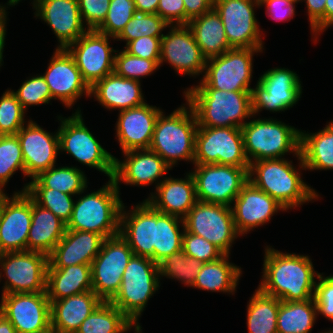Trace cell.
<instances>
[{
  "instance_id": "d6a6232c",
  "label": "cell",
  "mask_w": 333,
  "mask_h": 333,
  "mask_svg": "<svg viewBox=\"0 0 333 333\" xmlns=\"http://www.w3.org/2000/svg\"><path fill=\"white\" fill-rule=\"evenodd\" d=\"M66 224L53 212L32 199V219L28 232L27 251L49 255L66 232Z\"/></svg>"
},
{
  "instance_id": "ba28073f",
  "label": "cell",
  "mask_w": 333,
  "mask_h": 333,
  "mask_svg": "<svg viewBox=\"0 0 333 333\" xmlns=\"http://www.w3.org/2000/svg\"><path fill=\"white\" fill-rule=\"evenodd\" d=\"M68 118L58 115V135L60 152L72 156L79 163L96 169L108 176H114L115 156L108 152L86 127L78 106Z\"/></svg>"
},
{
  "instance_id": "681fc988",
  "label": "cell",
  "mask_w": 333,
  "mask_h": 333,
  "mask_svg": "<svg viewBox=\"0 0 333 333\" xmlns=\"http://www.w3.org/2000/svg\"><path fill=\"white\" fill-rule=\"evenodd\" d=\"M10 90L26 111L30 106L49 104L54 100L44 77L39 74L26 78L18 90Z\"/></svg>"
},
{
  "instance_id": "7a4b0ae2",
  "label": "cell",
  "mask_w": 333,
  "mask_h": 333,
  "mask_svg": "<svg viewBox=\"0 0 333 333\" xmlns=\"http://www.w3.org/2000/svg\"><path fill=\"white\" fill-rule=\"evenodd\" d=\"M296 158L300 170L288 158L265 159L249 164L248 181L275 199L287 211L314 202L320 197L316 190L302 179L300 171H306V168L302 157Z\"/></svg>"
},
{
  "instance_id": "a7ac6f4b",
  "label": "cell",
  "mask_w": 333,
  "mask_h": 333,
  "mask_svg": "<svg viewBox=\"0 0 333 333\" xmlns=\"http://www.w3.org/2000/svg\"><path fill=\"white\" fill-rule=\"evenodd\" d=\"M141 328H142L141 325H135L133 327L134 333H143Z\"/></svg>"
},
{
  "instance_id": "11a10c76",
  "label": "cell",
  "mask_w": 333,
  "mask_h": 333,
  "mask_svg": "<svg viewBox=\"0 0 333 333\" xmlns=\"http://www.w3.org/2000/svg\"><path fill=\"white\" fill-rule=\"evenodd\" d=\"M305 2L308 21L314 43H317L321 33L325 31V4L326 0H301Z\"/></svg>"
},
{
  "instance_id": "d6986e66",
  "label": "cell",
  "mask_w": 333,
  "mask_h": 333,
  "mask_svg": "<svg viewBox=\"0 0 333 333\" xmlns=\"http://www.w3.org/2000/svg\"><path fill=\"white\" fill-rule=\"evenodd\" d=\"M168 33L161 38L159 66L165 62L179 75L203 77L206 58L196 43L194 34L188 25H169Z\"/></svg>"
},
{
  "instance_id": "cb8c5ba5",
  "label": "cell",
  "mask_w": 333,
  "mask_h": 333,
  "mask_svg": "<svg viewBox=\"0 0 333 333\" xmlns=\"http://www.w3.org/2000/svg\"><path fill=\"white\" fill-rule=\"evenodd\" d=\"M122 205L119 234L128 243L134 255L154 261L156 245V209L147 201L139 202L127 210Z\"/></svg>"
},
{
  "instance_id": "6125c7cd",
  "label": "cell",
  "mask_w": 333,
  "mask_h": 333,
  "mask_svg": "<svg viewBox=\"0 0 333 333\" xmlns=\"http://www.w3.org/2000/svg\"><path fill=\"white\" fill-rule=\"evenodd\" d=\"M333 26V0H326L325 4V30Z\"/></svg>"
},
{
  "instance_id": "836d02e7",
  "label": "cell",
  "mask_w": 333,
  "mask_h": 333,
  "mask_svg": "<svg viewBox=\"0 0 333 333\" xmlns=\"http://www.w3.org/2000/svg\"><path fill=\"white\" fill-rule=\"evenodd\" d=\"M230 255L203 263L193 288L234 295L242 275L241 267L230 262Z\"/></svg>"
},
{
  "instance_id": "52a82bcc",
  "label": "cell",
  "mask_w": 333,
  "mask_h": 333,
  "mask_svg": "<svg viewBox=\"0 0 333 333\" xmlns=\"http://www.w3.org/2000/svg\"><path fill=\"white\" fill-rule=\"evenodd\" d=\"M160 286L158 264L133 255L124 270L120 289L110 302L135 325H140L139 318Z\"/></svg>"
},
{
  "instance_id": "b9f144b4",
  "label": "cell",
  "mask_w": 333,
  "mask_h": 333,
  "mask_svg": "<svg viewBox=\"0 0 333 333\" xmlns=\"http://www.w3.org/2000/svg\"><path fill=\"white\" fill-rule=\"evenodd\" d=\"M202 262L195 258L188 257L183 249L166 256L158 263L159 277L175 279L184 286L193 287L195 279L200 272Z\"/></svg>"
},
{
  "instance_id": "4316f807",
  "label": "cell",
  "mask_w": 333,
  "mask_h": 333,
  "mask_svg": "<svg viewBox=\"0 0 333 333\" xmlns=\"http://www.w3.org/2000/svg\"><path fill=\"white\" fill-rule=\"evenodd\" d=\"M161 112V108L148 103L118 112L115 137L121 147V153L149 149L155 124Z\"/></svg>"
},
{
  "instance_id": "30bf717a",
  "label": "cell",
  "mask_w": 333,
  "mask_h": 333,
  "mask_svg": "<svg viewBox=\"0 0 333 333\" xmlns=\"http://www.w3.org/2000/svg\"><path fill=\"white\" fill-rule=\"evenodd\" d=\"M48 264V255L37 251L0 254L1 295L46 292Z\"/></svg>"
},
{
  "instance_id": "7dc6e473",
  "label": "cell",
  "mask_w": 333,
  "mask_h": 333,
  "mask_svg": "<svg viewBox=\"0 0 333 333\" xmlns=\"http://www.w3.org/2000/svg\"><path fill=\"white\" fill-rule=\"evenodd\" d=\"M26 110L10 89L0 97V135H14L28 122Z\"/></svg>"
},
{
  "instance_id": "e0dca14e",
  "label": "cell",
  "mask_w": 333,
  "mask_h": 333,
  "mask_svg": "<svg viewBox=\"0 0 333 333\" xmlns=\"http://www.w3.org/2000/svg\"><path fill=\"white\" fill-rule=\"evenodd\" d=\"M114 37L88 30L66 50L74 58L83 80L91 88L97 81L114 72L117 49L110 46Z\"/></svg>"
},
{
  "instance_id": "db71d44e",
  "label": "cell",
  "mask_w": 333,
  "mask_h": 333,
  "mask_svg": "<svg viewBox=\"0 0 333 333\" xmlns=\"http://www.w3.org/2000/svg\"><path fill=\"white\" fill-rule=\"evenodd\" d=\"M161 38L142 36L130 41L124 49L131 55L148 59L160 60L161 55Z\"/></svg>"
},
{
  "instance_id": "bcb514c9",
  "label": "cell",
  "mask_w": 333,
  "mask_h": 333,
  "mask_svg": "<svg viewBox=\"0 0 333 333\" xmlns=\"http://www.w3.org/2000/svg\"><path fill=\"white\" fill-rule=\"evenodd\" d=\"M160 60H148L128 53L125 49L116 50L114 72L124 78L140 81L160 69Z\"/></svg>"
},
{
  "instance_id": "ab89813d",
  "label": "cell",
  "mask_w": 333,
  "mask_h": 333,
  "mask_svg": "<svg viewBox=\"0 0 333 333\" xmlns=\"http://www.w3.org/2000/svg\"><path fill=\"white\" fill-rule=\"evenodd\" d=\"M134 326L110 301H102L75 333H126Z\"/></svg>"
},
{
  "instance_id": "680465c9",
  "label": "cell",
  "mask_w": 333,
  "mask_h": 333,
  "mask_svg": "<svg viewBox=\"0 0 333 333\" xmlns=\"http://www.w3.org/2000/svg\"><path fill=\"white\" fill-rule=\"evenodd\" d=\"M185 7V25L189 21L213 9L214 0H183Z\"/></svg>"
},
{
  "instance_id": "be15d7a7",
  "label": "cell",
  "mask_w": 333,
  "mask_h": 333,
  "mask_svg": "<svg viewBox=\"0 0 333 333\" xmlns=\"http://www.w3.org/2000/svg\"><path fill=\"white\" fill-rule=\"evenodd\" d=\"M0 333H17L11 322L0 312Z\"/></svg>"
},
{
  "instance_id": "9c48e42d",
  "label": "cell",
  "mask_w": 333,
  "mask_h": 333,
  "mask_svg": "<svg viewBox=\"0 0 333 333\" xmlns=\"http://www.w3.org/2000/svg\"><path fill=\"white\" fill-rule=\"evenodd\" d=\"M264 48H232L220 56L206 60L199 85L223 91H252L253 57Z\"/></svg>"
},
{
  "instance_id": "816d5d0a",
  "label": "cell",
  "mask_w": 333,
  "mask_h": 333,
  "mask_svg": "<svg viewBox=\"0 0 333 333\" xmlns=\"http://www.w3.org/2000/svg\"><path fill=\"white\" fill-rule=\"evenodd\" d=\"M323 273L317 277L314 299L317 305V314L333 321V275L327 277Z\"/></svg>"
},
{
  "instance_id": "ffe728a7",
  "label": "cell",
  "mask_w": 333,
  "mask_h": 333,
  "mask_svg": "<svg viewBox=\"0 0 333 333\" xmlns=\"http://www.w3.org/2000/svg\"><path fill=\"white\" fill-rule=\"evenodd\" d=\"M48 84L54 100H59L71 109L83 95L90 97V87L83 80L74 58L66 49H56L45 73L42 75Z\"/></svg>"
},
{
  "instance_id": "f6af8a7d",
  "label": "cell",
  "mask_w": 333,
  "mask_h": 333,
  "mask_svg": "<svg viewBox=\"0 0 333 333\" xmlns=\"http://www.w3.org/2000/svg\"><path fill=\"white\" fill-rule=\"evenodd\" d=\"M26 193L36 204L53 212L65 224L70 220L75 202L74 195L51 188H27Z\"/></svg>"
},
{
  "instance_id": "f5cc1de1",
  "label": "cell",
  "mask_w": 333,
  "mask_h": 333,
  "mask_svg": "<svg viewBox=\"0 0 333 333\" xmlns=\"http://www.w3.org/2000/svg\"><path fill=\"white\" fill-rule=\"evenodd\" d=\"M111 0H78L80 14L88 30H96L105 20Z\"/></svg>"
},
{
  "instance_id": "f546056e",
  "label": "cell",
  "mask_w": 333,
  "mask_h": 333,
  "mask_svg": "<svg viewBox=\"0 0 333 333\" xmlns=\"http://www.w3.org/2000/svg\"><path fill=\"white\" fill-rule=\"evenodd\" d=\"M90 97L108 111H122L147 102L140 81L121 77L115 72L97 81L90 88Z\"/></svg>"
},
{
  "instance_id": "9f6ffc18",
  "label": "cell",
  "mask_w": 333,
  "mask_h": 333,
  "mask_svg": "<svg viewBox=\"0 0 333 333\" xmlns=\"http://www.w3.org/2000/svg\"><path fill=\"white\" fill-rule=\"evenodd\" d=\"M157 14L169 25H185L183 0H159Z\"/></svg>"
},
{
  "instance_id": "603a6c76",
  "label": "cell",
  "mask_w": 333,
  "mask_h": 333,
  "mask_svg": "<svg viewBox=\"0 0 333 333\" xmlns=\"http://www.w3.org/2000/svg\"><path fill=\"white\" fill-rule=\"evenodd\" d=\"M32 219V198L13 193L4 198L0 212V254L27 251Z\"/></svg>"
},
{
  "instance_id": "8992f818",
  "label": "cell",
  "mask_w": 333,
  "mask_h": 333,
  "mask_svg": "<svg viewBox=\"0 0 333 333\" xmlns=\"http://www.w3.org/2000/svg\"><path fill=\"white\" fill-rule=\"evenodd\" d=\"M243 127L244 152L249 163L300 154V130L275 118L252 116ZM257 118V119H254Z\"/></svg>"
},
{
  "instance_id": "2e32d148",
  "label": "cell",
  "mask_w": 333,
  "mask_h": 333,
  "mask_svg": "<svg viewBox=\"0 0 333 333\" xmlns=\"http://www.w3.org/2000/svg\"><path fill=\"white\" fill-rule=\"evenodd\" d=\"M256 7L260 8L258 0H214L231 48H264Z\"/></svg>"
},
{
  "instance_id": "60d3db41",
  "label": "cell",
  "mask_w": 333,
  "mask_h": 333,
  "mask_svg": "<svg viewBox=\"0 0 333 333\" xmlns=\"http://www.w3.org/2000/svg\"><path fill=\"white\" fill-rule=\"evenodd\" d=\"M180 227L182 230L180 231ZM185 231L182 218L163 214L156 210V245L154 246V262L159 263L182 249V237Z\"/></svg>"
},
{
  "instance_id": "f1b7e54d",
  "label": "cell",
  "mask_w": 333,
  "mask_h": 333,
  "mask_svg": "<svg viewBox=\"0 0 333 333\" xmlns=\"http://www.w3.org/2000/svg\"><path fill=\"white\" fill-rule=\"evenodd\" d=\"M105 238L93 232L66 230L63 238L48 255V267L91 265Z\"/></svg>"
},
{
  "instance_id": "74e56055",
  "label": "cell",
  "mask_w": 333,
  "mask_h": 333,
  "mask_svg": "<svg viewBox=\"0 0 333 333\" xmlns=\"http://www.w3.org/2000/svg\"><path fill=\"white\" fill-rule=\"evenodd\" d=\"M315 299L281 301L277 317V333H311L317 320Z\"/></svg>"
},
{
  "instance_id": "e575fe53",
  "label": "cell",
  "mask_w": 333,
  "mask_h": 333,
  "mask_svg": "<svg viewBox=\"0 0 333 333\" xmlns=\"http://www.w3.org/2000/svg\"><path fill=\"white\" fill-rule=\"evenodd\" d=\"M300 154L306 170H333V120L318 132L300 130Z\"/></svg>"
},
{
  "instance_id": "ac0fdd59",
  "label": "cell",
  "mask_w": 333,
  "mask_h": 333,
  "mask_svg": "<svg viewBox=\"0 0 333 333\" xmlns=\"http://www.w3.org/2000/svg\"><path fill=\"white\" fill-rule=\"evenodd\" d=\"M0 312L17 333H41L51 327L50 301L46 292L1 295Z\"/></svg>"
},
{
  "instance_id": "2644e50d",
  "label": "cell",
  "mask_w": 333,
  "mask_h": 333,
  "mask_svg": "<svg viewBox=\"0 0 333 333\" xmlns=\"http://www.w3.org/2000/svg\"><path fill=\"white\" fill-rule=\"evenodd\" d=\"M320 333H333V328H332V330H327V331H324V332H320Z\"/></svg>"
},
{
  "instance_id": "7402d4cb",
  "label": "cell",
  "mask_w": 333,
  "mask_h": 333,
  "mask_svg": "<svg viewBox=\"0 0 333 333\" xmlns=\"http://www.w3.org/2000/svg\"><path fill=\"white\" fill-rule=\"evenodd\" d=\"M31 119L16 135L23 154L25 175L32 180L57 164L60 148L58 130L48 132Z\"/></svg>"
},
{
  "instance_id": "7bdbcfd3",
  "label": "cell",
  "mask_w": 333,
  "mask_h": 333,
  "mask_svg": "<svg viewBox=\"0 0 333 333\" xmlns=\"http://www.w3.org/2000/svg\"><path fill=\"white\" fill-rule=\"evenodd\" d=\"M17 171H21L26 177L18 137L16 134L0 135V190L5 191V186Z\"/></svg>"
},
{
  "instance_id": "f35d334b",
  "label": "cell",
  "mask_w": 333,
  "mask_h": 333,
  "mask_svg": "<svg viewBox=\"0 0 333 333\" xmlns=\"http://www.w3.org/2000/svg\"><path fill=\"white\" fill-rule=\"evenodd\" d=\"M247 304L248 333H277L279 299L257 287Z\"/></svg>"
},
{
  "instance_id": "5b68a950",
  "label": "cell",
  "mask_w": 333,
  "mask_h": 333,
  "mask_svg": "<svg viewBox=\"0 0 333 333\" xmlns=\"http://www.w3.org/2000/svg\"><path fill=\"white\" fill-rule=\"evenodd\" d=\"M119 190L111 178L97 191L77 197L67 230L93 232L104 238L118 235L123 205Z\"/></svg>"
},
{
  "instance_id": "7c38bea8",
  "label": "cell",
  "mask_w": 333,
  "mask_h": 333,
  "mask_svg": "<svg viewBox=\"0 0 333 333\" xmlns=\"http://www.w3.org/2000/svg\"><path fill=\"white\" fill-rule=\"evenodd\" d=\"M302 82L295 71L275 67L267 70L257 80L251 92L252 113L261 111L285 112L296 105L302 96Z\"/></svg>"
},
{
  "instance_id": "8d00e7d4",
  "label": "cell",
  "mask_w": 333,
  "mask_h": 333,
  "mask_svg": "<svg viewBox=\"0 0 333 333\" xmlns=\"http://www.w3.org/2000/svg\"><path fill=\"white\" fill-rule=\"evenodd\" d=\"M87 181L85 172L77 166L58 167V165H55L47 171L41 172L30 182H26L22 186V190L14 191V193L26 192L27 188H51L77 197V195L85 194L88 187Z\"/></svg>"
},
{
  "instance_id": "3957f363",
  "label": "cell",
  "mask_w": 333,
  "mask_h": 333,
  "mask_svg": "<svg viewBox=\"0 0 333 333\" xmlns=\"http://www.w3.org/2000/svg\"><path fill=\"white\" fill-rule=\"evenodd\" d=\"M251 92L190 87L183 96L196 116L198 127L241 128L253 116Z\"/></svg>"
},
{
  "instance_id": "f907efd6",
  "label": "cell",
  "mask_w": 333,
  "mask_h": 333,
  "mask_svg": "<svg viewBox=\"0 0 333 333\" xmlns=\"http://www.w3.org/2000/svg\"><path fill=\"white\" fill-rule=\"evenodd\" d=\"M182 249L188 257L195 258L202 263L215 261L224 255L214 244L186 230L182 237Z\"/></svg>"
},
{
  "instance_id": "5bb4252c",
  "label": "cell",
  "mask_w": 333,
  "mask_h": 333,
  "mask_svg": "<svg viewBox=\"0 0 333 333\" xmlns=\"http://www.w3.org/2000/svg\"><path fill=\"white\" fill-rule=\"evenodd\" d=\"M183 221L187 232L203 237L225 255L231 254L235 239L241 236L236 230L231 207L224 205L197 201Z\"/></svg>"
},
{
  "instance_id": "484cf974",
  "label": "cell",
  "mask_w": 333,
  "mask_h": 333,
  "mask_svg": "<svg viewBox=\"0 0 333 333\" xmlns=\"http://www.w3.org/2000/svg\"><path fill=\"white\" fill-rule=\"evenodd\" d=\"M236 230L241 236L270 222L278 211L287 210L264 191L247 181L231 206Z\"/></svg>"
},
{
  "instance_id": "d4e9b609",
  "label": "cell",
  "mask_w": 333,
  "mask_h": 333,
  "mask_svg": "<svg viewBox=\"0 0 333 333\" xmlns=\"http://www.w3.org/2000/svg\"><path fill=\"white\" fill-rule=\"evenodd\" d=\"M123 156V160L120 161L115 157L114 161L113 179L117 187L120 183L137 187L155 183L156 189L171 170L165 161L150 149L127 151Z\"/></svg>"
},
{
  "instance_id": "1f68e13d",
  "label": "cell",
  "mask_w": 333,
  "mask_h": 333,
  "mask_svg": "<svg viewBox=\"0 0 333 333\" xmlns=\"http://www.w3.org/2000/svg\"><path fill=\"white\" fill-rule=\"evenodd\" d=\"M92 291L91 265L47 267L46 293L50 302Z\"/></svg>"
},
{
  "instance_id": "89a4df30",
  "label": "cell",
  "mask_w": 333,
  "mask_h": 333,
  "mask_svg": "<svg viewBox=\"0 0 333 333\" xmlns=\"http://www.w3.org/2000/svg\"><path fill=\"white\" fill-rule=\"evenodd\" d=\"M285 1H288L289 3H292V4H298V2L300 3L301 0H285Z\"/></svg>"
},
{
  "instance_id": "91938a15",
  "label": "cell",
  "mask_w": 333,
  "mask_h": 333,
  "mask_svg": "<svg viewBox=\"0 0 333 333\" xmlns=\"http://www.w3.org/2000/svg\"><path fill=\"white\" fill-rule=\"evenodd\" d=\"M9 6V7H8ZM13 7L12 5L8 4H0V67L3 66V52L5 47V37H6V27H7V20H8V9Z\"/></svg>"
},
{
  "instance_id": "c3c4849f",
  "label": "cell",
  "mask_w": 333,
  "mask_h": 333,
  "mask_svg": "<svg viewBox=\"0 0 333 333\" xmlns=\"http://www.w3.org/2000/svg\"><path fill=\"white\" fill-rule=\"evenodd\" d=\"M135 13L134 0H111L107 16L96 31L116 38Z\"/></svg>"
},
{
  "instance_id": "8fae6325",
  "label": "cell",
  "mask_w": 333,
  "mask_h": 333,
  "mask_svg": "<svg viewBox=\"0 0 333 333\" xmlns=\"http://www.w3.org/2000/svg\"><path fill=\"white\" fill-rule=\"evenodd\" d=\"M193 164L249 168L239 127H198Z\"/></svg>"
},
{
  "instance_id": "6f0895ef",
  "label": "cell",
  "mask_w": 333,
  "mask_h": 333,
  "mask_svg": "<svg viewBox=\"0 0 333 333\" xmlns=\"http://www.w3.org/2000/svg\"><path fill=\"white\" fill-rule=\"evenodd\" d=\"M260 7L265 6L266 14L275 21L287 22L293 19L295 14V4L285 0H258Z\"/></svg>"
},
{
  "instance_id": "4fadbf2b",
  "label": "cell",
  "mask_w": 333,
  "mask_h": 333,
  "mask_svg": "<svg viewBox=\"0 0 333 333\" xmlns=\"http://www.w3.org/2000/svg\"><path fill=\"white\" fill-rule=\"evenodd\" d=\"M197 201L231 207L243 185L249 168L220 164H193Z\"/></svg>"
},
{
  "instance_id": "9a60e30c",
  "label": "cell",
  "mask_w": 333,
  "mask_h": 333,
  "mask_svg": "<svg viewBox=\"0 0 333 333\" xmlns=\"http://www.w3.org/2000/svg\"><path fill=\"white\" fill-rule=\"evenodd\" d=\"M133 255L120 234L105 238L91 263L92 291L102 301H110L117 294L124 270Z\"/></svg>"
},
{
  "instance_id": "277c9868",
  "label": "cell",
  "mask_w": 333,
  "mask_h": 333,
  "mask_svg": "<svg viewBox=\"0 0 333 333\" xmlns=\"http://www.w3.org/2000/svg\"><path fill=\"white\" fill-rule=\"evenodd\" d=\"M197 128L196 116L187 102L169 115L162 111L157 118L149 149L171 169L182 160L193 164Z\"/></svg>"
},
{
  "instance_id": "003e7915",
  "label": "cell",
  "mask_w": 333,
  "mask_h": 333,
  "mask_svg": "<svg viewBox=\"0 0 333 333\" xmlns=\"http://www.w3.org/2000/svg\"><path fill=\"white\" fill-rule=\"evenodd\" d=\"M22 0H8L6 4L8 5H12L15 6L17 5L19 2H21Z\"/></svg>"
},
{
  "instance_id": "44dd1931",
  "label": "cell",
  "mask_w": 333,
  "mask_h": 333,
  "mask_svg": "<svg viewBox=\"0 0 333 333\" xmlns=\"http://www.w3.org/2000/svg\"><path fill=\"white\" fill-rule=\"evenodd\" d=\"M33 2V3H32ZM34 17L47 23L58 41L56 49H66L88 31L78 0H33Z\"/></svg>"
},
{
  "instance_id": "6da1fadb",
  "label": "cell",
  "mask_w": 333,
  "mask_h": 333,
  "mask_svg": "<svg viewBox=\"0 0 333 333\" xmlns=\"http://www.w3.org/2000/svg\"><path fill=\"white\" fill-rule=\"evenodd\" d=\"M258 288L285 302L314 298L317 278L310 255L283 253L266 245Z\"/></svg>"
},
{
  "instance_id": "94428289",
  "label": "cell",
  "mask_w": 333,
  "mask_h": 333,
  "mask_svg": "<svg viewBox=\"0 0 333 333\" xmlns=\"http://www.w3.org/2000/svg\"><path fill=\"white\" fill-rule=\"evenodd\" d=\"M137 13L156 14L159 0H134Z\"/></svg>"
},
{
  "instance_id": "4dcf8cb0",
  "label": "cell",
  "mask_w": 333,
  "mask_h": 333,
  "mask_svg": "<svg viewBox=\"0 0 333 333\" xmlns=\"http://www.w3.org/2000/svg\"><path fill=\"white\" fill-rule=\"evenodd\" d=\"M101 302L93 291L50 302L51 328L63 333H75Z\"/></svg>"
},
{
  "instance_id": "83f0119b",
  "label": "cell",
  "mask_w": 333,
  "mask_h": 333,
  "mask_svg": "<svg viewBox=\"0 0 333 333\" xmlns=\"http://www.w3.org/2000/svg\"><path fill=\"white\" fill-rule=\"evenodd\" d=\"M145 200L159 212L183 219L197 202L193 175L189 171L185 178L165 177Z\"/></svg>"
},
{
  "instance_id": "ee69618b",
  "label": "cell",
  "mask_w": 333,
  "mask_h": 333,
  "mask_svg": "<svg viewBox=\"0 0 333 333\" xmlns=\"http://www.w3.org/2000/svg\"><path fill=\"white\" fill-rule=\"evenodd\" d=\"M168 26L169 24L157 13H135L115 40L125 41L127 45L130 41L142 36L163 37L164 34L162 32Z\"/></svg>"
},
{
  "instance_id": "d590c367",
  "label": "cell",
  "mask_w": 333,
  "mask_h": 333,
  "mask_svg": "<svg viewBox=\"0 0 333 333\" xmlns=\"http://www.w3.org/2000/svg\"><path fill=\"white\" fill-rule=\"evenodd\" d=\"M188 26L206 59L220 56L232 49L228 43L221 17L214 8L190 20Z\"/></svg>"
},
{
  "instance_id": "03108f58",
  "label": "cell",
  "mask_w": 333,
  "mask_h": 333,
  "mask_svg": "<svg viewBox=\"0 0 333 333\" xmlns=\"http://www.w3.org/2000/svg\"><path fill=\"white\" fill-rule=\"evenodd\" d=\"M41 333H63V332L50 327L48 330Z\"/></svg>"
},
{
  "instance_id": "e7e4bbea",
  "label": "cell",
  "mask_w": 333,
  "mask_h": 333,
  "mask_svg": "<svg viewBox=\"0 0 333 333\" xmlns=\"http://www.w3.org/2000/svg\"><path fill=\"white\" fill-rule=\"evenodd\" d=\"M7 194L8 193H5L4 191L0 190V212H1L3 200L7 196Z\"/></svg>"
}]
</instances>
